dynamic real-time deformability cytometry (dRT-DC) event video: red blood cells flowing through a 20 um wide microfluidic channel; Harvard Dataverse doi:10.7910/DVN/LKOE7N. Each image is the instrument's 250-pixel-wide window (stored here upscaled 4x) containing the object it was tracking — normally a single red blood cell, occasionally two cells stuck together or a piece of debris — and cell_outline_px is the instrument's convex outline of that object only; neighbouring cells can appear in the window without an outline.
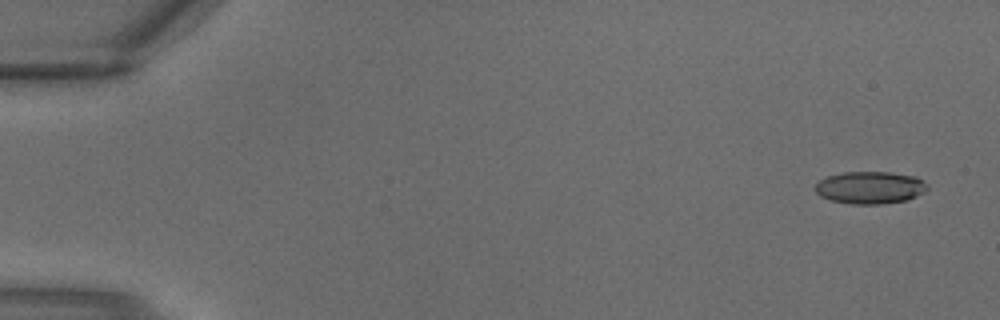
{"species": "common noctule bat (a hibernating species)", "species_latin": "Nyctalus noctula", "temperature_condition": "warm", "stored_images_in_passage": 3, "camera_frame_rate_fps": 3000, "um_per_image_px": 0.085, "animal": {"sex": "male", "body_mass_g": 18.8}, "frame": {"image": 1, "passage_image": 1, "time_ms": 0.0, "image_size_px": [1000, 320], "cell_outline_px": [[928, 188], [924, 192], [908, 200], [880, 204], [852, 204], [832, 200], [820, 196], [816, 192], [816, 184], [820, 180], [828, 176], [844, 172], [892, 172], [916, 176], [928, 184]], "centroid_in_image_um": [73.99, 15.94], "position_along_channel_um": 11.0, "area_um2": 21.15}}
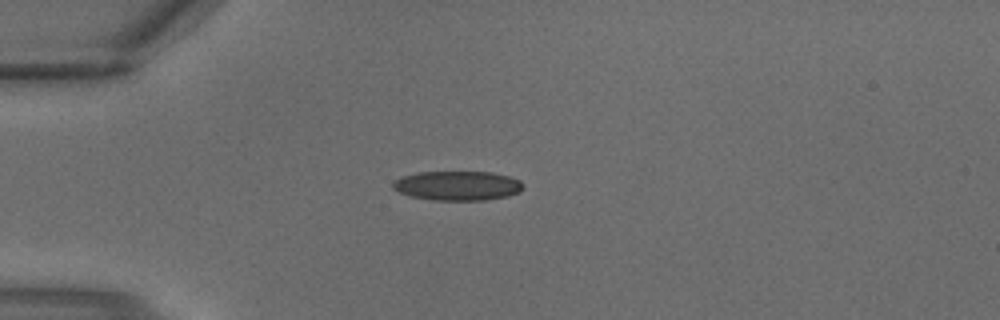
{"frame": {"image": 2, "passage_image": 3, "time_ms": 0.667, "image_size_px": [1000, 320], "cell_outline_px": [[524, 188], [520, 192], [508, 196], [484, 200], [436, 200], [412, 196], [400, 192], [392, 188], [392, 180], [400, 176], [416, 172], [492, 172], [508, 176], [520, 180], [524, 184]], "centroid_in_image_um": [38.89, 15.77], "position_along_channel_um": 46.1, "area_um2": 22.48}}